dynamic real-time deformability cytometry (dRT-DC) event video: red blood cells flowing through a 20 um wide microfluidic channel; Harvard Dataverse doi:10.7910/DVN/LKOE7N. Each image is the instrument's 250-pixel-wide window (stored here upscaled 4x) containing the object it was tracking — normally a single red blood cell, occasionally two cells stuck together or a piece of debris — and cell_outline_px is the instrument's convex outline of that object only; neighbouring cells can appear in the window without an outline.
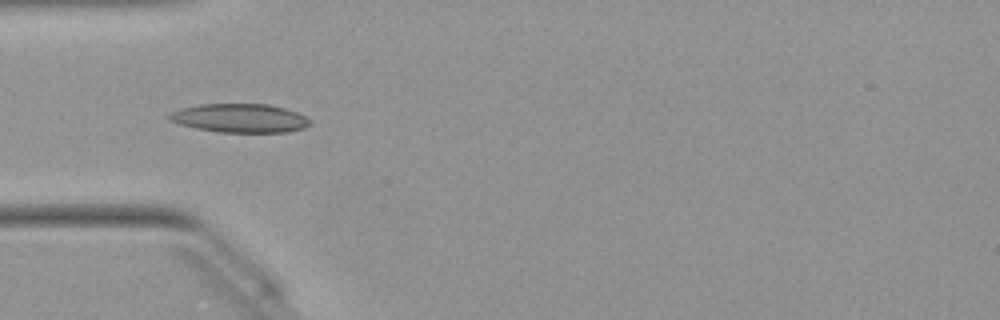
{"species": "Egyptian fruit bat (a non-hibernating species)", "species_latin": "Rousettus aegyptiacus", "temperature_condition": "warm", "stored_images_in_passage": 9, "camera_frame_rate_fps": 3000, "um_per_image_px": 0.085, "animal": {"sex": "female"}, "frame": {"image": 1, "passage_image": 2, "time_ms": 0.333, "image_size_px": [1000, 320], "cell_outline_px": [[312, 124], [304, 128], [288, 132], [220, 132], [196, 128], [180, 124], [168, 120], [168, 112], [180, 108], [200, 104], [268, 104], [284, 108], [296, 112], [312, 120]], "centroid_in_image_um": [20.38, 10.04], "position_along_channel_um": 64.6, "area_um2": 23.7}}